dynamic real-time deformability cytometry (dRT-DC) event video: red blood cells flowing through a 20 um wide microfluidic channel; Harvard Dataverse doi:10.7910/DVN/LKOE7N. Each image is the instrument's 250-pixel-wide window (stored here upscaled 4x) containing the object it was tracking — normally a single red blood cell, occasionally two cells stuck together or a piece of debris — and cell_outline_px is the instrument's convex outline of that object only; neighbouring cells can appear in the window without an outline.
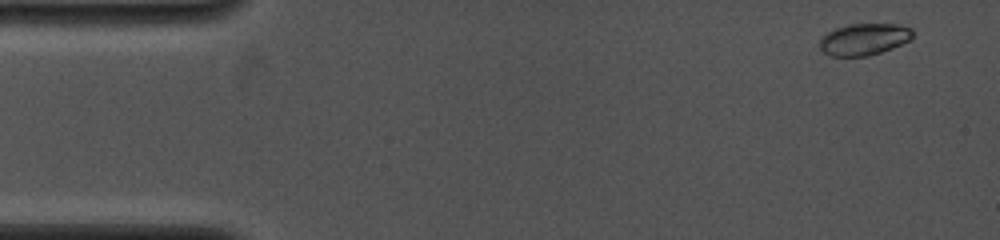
{"species": "common noctule bat (a hibernating species)", "species_latin": "Nyctalus noctula", "temperature_condition": "cold", "stored_images_in_passage": 8, "camera_frame_rate_fps": 4000, "um_per_image_px": 0.085, "animal": {"sex": "female", "body_mass_g": 19.0, "forearm_length_mm": 53.3}, "frame": {"image": 1, "passage_image": 1, "time_ms": 0.0, "image_size_px": [1000, 240], "cell_outline_px": [[912, 36], [908, 40], [892, 48], [868, 56], [832, 56], [824, 52], [820, 48], [820, 40], [828, 32], [836, 28], [848, 24], [896, 24], [912, 28]], "centroid_in_image_um": [73.43, 3.33], "position_along_channel_um": 11.6, "area_um2": 16.94}}
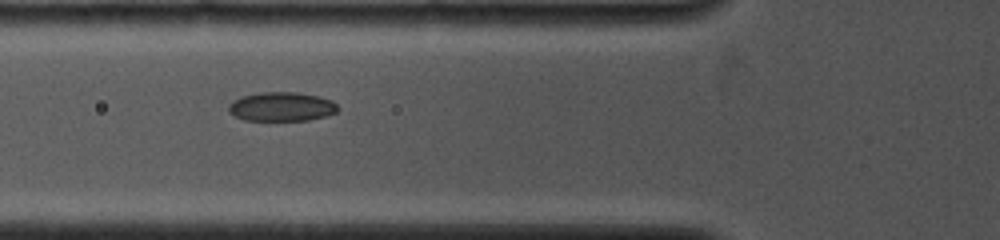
{"frame": {"image": 2, "passage_image": 6, "time_ms": 4.75, "image_size_px": [1000, 240], "cell_outline_px": [[340, 108], [336, 112], [324, 116], [308, 120], [244, 120], [228, 112], [228, 104], [232, 100], [240, 96], [260, 92], [300, 92], [320, 96], [332, 100]], "centroid_in_image_um": [23.92, 9.05], "position_along_channel_um": 101.9, "area_um2": 18.73}}
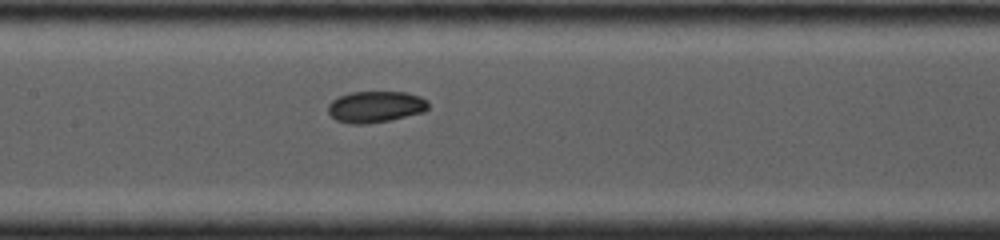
{"frame": {"image": 3, "passage_image": 8, "time_ms": 6.5, "image_size_px": [1000, 240], "cell_outline_px": [[428, 108], [424, 112], [392, 120], [364, 124], [348, 124], [336, 120], [328, 112], [328, 104], [332, 100], [340, 96], [352, 92], [408, 92], [420, 96], [428, 100]], "centroid_in_image_um": [31.94, 9.08], "position_along_channel_um": 175.5, "area_um2": 18.5}}